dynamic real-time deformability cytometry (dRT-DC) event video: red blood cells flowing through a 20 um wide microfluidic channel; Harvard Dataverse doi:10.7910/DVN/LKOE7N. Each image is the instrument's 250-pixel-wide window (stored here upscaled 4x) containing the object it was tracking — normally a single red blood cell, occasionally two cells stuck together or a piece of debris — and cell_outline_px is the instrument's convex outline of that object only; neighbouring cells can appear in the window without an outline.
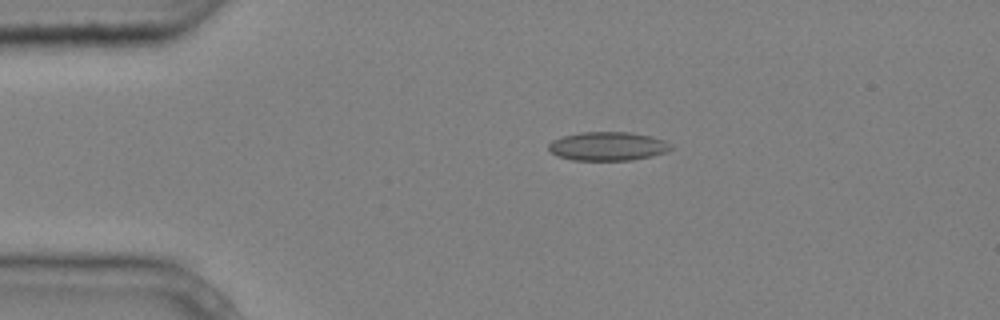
{"species": "common noctule bat (a hibernating species)", "species_latin": "Nyctalus noctula", "temperature_condition": "cold", "stored_images_in_passage": 4, "camera_frame_rate_fps": 3000, "um_per_image_px": 0.085, "animal": {"sex": "male", "body_mass_g": 20.4}, "frame": {"image": 1, "passage_image": 3, "time_ms": 0.667, "image_size_px": [1000, 320], "cell_outline_px": [[672, 148], [664, 152], [652, 156], [632, 160], [572, 160], [556, 156], [548, 148], [548, 144], [552, 140], [564, 136], [580, 132], [628, 132], [652, 136], [664, 140], [672, 144]], "centroid_in_image_um": [51.65, 12.43], "position_along_channel_um": 33.3, "area_um2": 20.52}}